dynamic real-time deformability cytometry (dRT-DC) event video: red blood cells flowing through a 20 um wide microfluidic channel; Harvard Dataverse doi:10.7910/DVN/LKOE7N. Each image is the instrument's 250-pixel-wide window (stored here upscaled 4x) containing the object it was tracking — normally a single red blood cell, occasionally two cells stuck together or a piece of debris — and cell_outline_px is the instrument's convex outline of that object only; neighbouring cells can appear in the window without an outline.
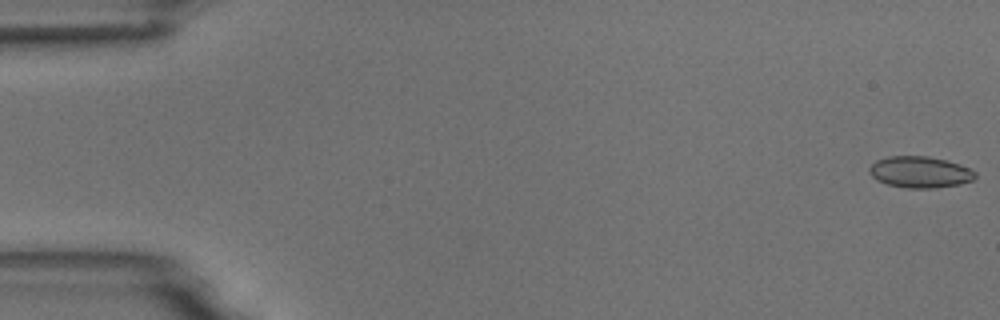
{"species": "common noctule bat (a hibernating species)", "species_latin": "Nyctalus noctula", "temperature_condition": "room temperature", "stored_images_in_passage": 4, "camera_frame_rate_fps": 3000, "um_per_image_px": 0.085, "animal": {"sex": "male", "body_mass_g": 18.8}, "frame": {"image": 1, "passage_image": 1, "time_ms": 0.0, "image_size_px": [1000, 320], "cell_outline_px": [[976, 176], [972, 180], [960, 184], [936, 188], [904, 188], [888, 184], [876, 180], [868, 172], [868, 168], [876, 160], [888, 156], [928, 156], [948, 160], [960, 164], [976, 172]], "centroid_in_image_um": [78.18, 14.62], "position_along_channel_um": 6.8, "area_um2": 19.54}}